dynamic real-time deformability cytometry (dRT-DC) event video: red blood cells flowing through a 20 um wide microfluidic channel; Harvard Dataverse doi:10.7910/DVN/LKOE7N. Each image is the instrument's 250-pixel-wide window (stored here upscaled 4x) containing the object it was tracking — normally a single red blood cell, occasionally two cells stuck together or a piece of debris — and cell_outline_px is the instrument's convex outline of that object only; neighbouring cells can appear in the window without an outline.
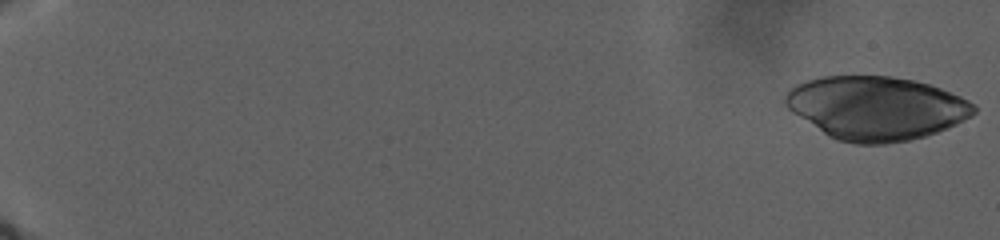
{"species": "human", "species_latin": "Homo sapiens", "temperature_condition": "warm", "stored_images_in_passage": 74, "camera_frame_rate_fps": 3000, "um_per_image_px": 0.085, "donor": {"sex": "male"}, "frame": {"image": 1, "passage_image": 1, "time_ms": 0.0, "image_size_px": [1000, 240], "cell_outline_px": [[976, 112], [972, 116], [948, 128], [924, 136], [908, 140], [884, 144], [856, 144], [840, 140], [828, 136], [792, 112], [784, 104], [784, 96], [796, 84], [820, 76], [892, 76], [916, 80], [940, 88], [960, 96], [976, 104]], "centroid_in_image_um": [74.48, 9.18], "position_along_channel_um": 10.5, "area_um2": 69.76}}